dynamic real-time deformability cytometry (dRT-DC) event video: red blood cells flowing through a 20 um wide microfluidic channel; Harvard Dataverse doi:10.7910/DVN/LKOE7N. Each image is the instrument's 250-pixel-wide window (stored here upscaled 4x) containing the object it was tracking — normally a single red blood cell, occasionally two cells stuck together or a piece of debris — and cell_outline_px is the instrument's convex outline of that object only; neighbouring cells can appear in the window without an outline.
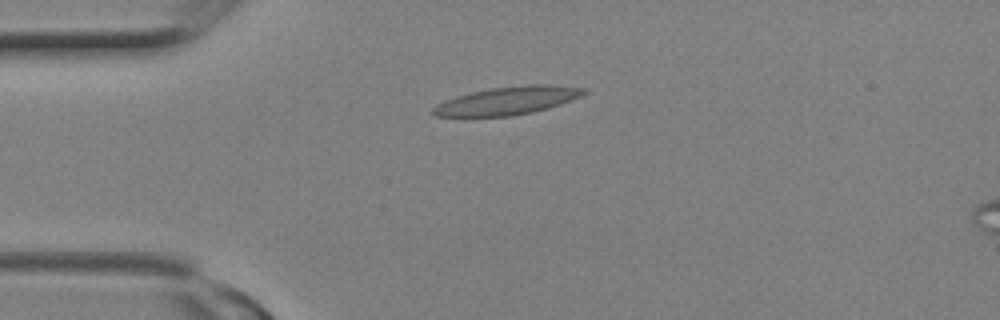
{"species": "Egyptian fruit bat (a non-hibernating species)", "species_latin": "Rousettus aegyptiacus", "temperature_condition": "room temperature", "stored_images_in_passage": 24, "camera_frame_rate_fps": 3000, "um_per_image_px": 0.085, "animal": {"sex": "female"}, "frame": {"image": 1, "passage_image": 6, "time_ms": 1.667, "image_size_px": [1000, 320], "cell_outline_px": [[588, 92], [580, 96], [560, 104], [548, 108], [532, 112], [512, 116], [436, 116], [432, 112], [432, 108], [436, 104], [444, 100], [456, 96], [472, 92], [492, 88], [528, 84], [552, 84], [588, 88]], "centroid_in_image_um": [43.17, 8.54], "position_along_channel_um": 41.8, "area_um2": 24.62}}
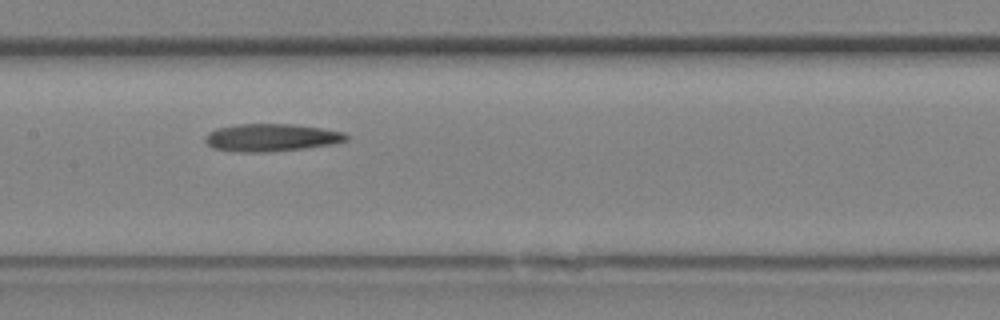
{"frame": {"image": 2, "passage_image": 12, "time_ms": 3.667, "image_size_px": [1000, 320], "cell_outline_px": [[352, 136], [348, 140], [332, 144], [308, 148], [268, 152], [236, 152], [212, 148], [204, 140], [204, 136], [208, 132], [216, 128], [236, 124], [292, 124], [320, 128], [344, 132]], "centroid_in_image_um": [23.06, 11.7], "position_along_channel_um": 184.3, "area_um2": 23.0}}
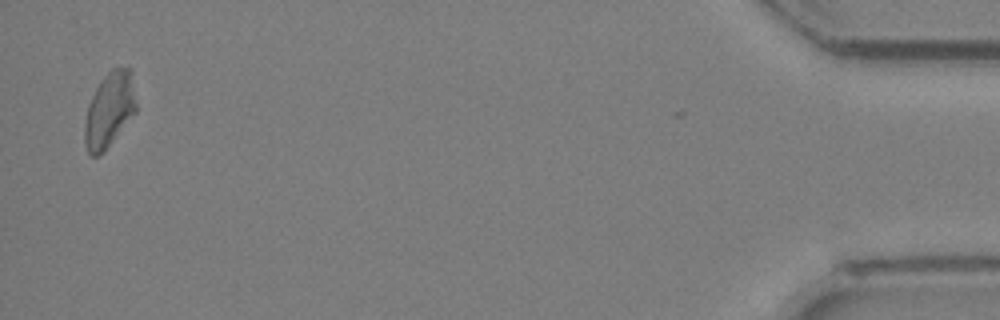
{"frame": {"image": 3, "passage_image": 24, "time_ms": 7.667, "image_size_px": [1000, 320], "cell_outline_px": [[136, 112], [104, 152], [96, 156], [92, 156], [88, 152], [84, 144], [84, 124], [88, 104], [100, 80], [112, 68], [132, 68], [136, 104]], "centroid_in_image_um": [9.3, 9.33], "position_along_channel_um": 425.9, "area_um2": 22.66}}